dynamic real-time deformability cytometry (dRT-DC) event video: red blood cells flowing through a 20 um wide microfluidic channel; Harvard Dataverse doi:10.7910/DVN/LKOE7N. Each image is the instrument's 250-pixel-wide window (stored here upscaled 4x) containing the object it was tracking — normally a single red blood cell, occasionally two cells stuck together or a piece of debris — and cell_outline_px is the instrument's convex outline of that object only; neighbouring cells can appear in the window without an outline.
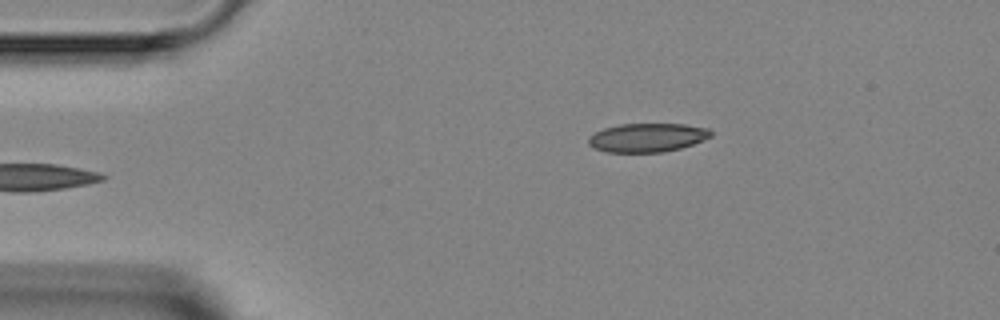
{"species": "Egyptian fruit bat (a non-hibernating species)", "species_latin": "Rousettus aegyptiacus", "temperature_condition": "room temperature", "stored_images_in_passage": 5, "camera_frame_rate_fps": 3000, "um_per_image_px": 0.085, "animal": {"sex": "female"}, "frame": {"image": 1, "passage_image": 5, "time_ms": 4.667, "image_size_px": [1000, 320], "cell_outline_px": [[712, 136], [692, 144], [680, 148], [664, 152], [604, 152], [588, 144], [588, 136], [604, 128], [620, 124], [684, 124], [708, 128], [712, 132]], "centroid_in_image_um": [55.01, 11.69], "position_along_channel_um": 30.0, "area_um2": 20.46}}